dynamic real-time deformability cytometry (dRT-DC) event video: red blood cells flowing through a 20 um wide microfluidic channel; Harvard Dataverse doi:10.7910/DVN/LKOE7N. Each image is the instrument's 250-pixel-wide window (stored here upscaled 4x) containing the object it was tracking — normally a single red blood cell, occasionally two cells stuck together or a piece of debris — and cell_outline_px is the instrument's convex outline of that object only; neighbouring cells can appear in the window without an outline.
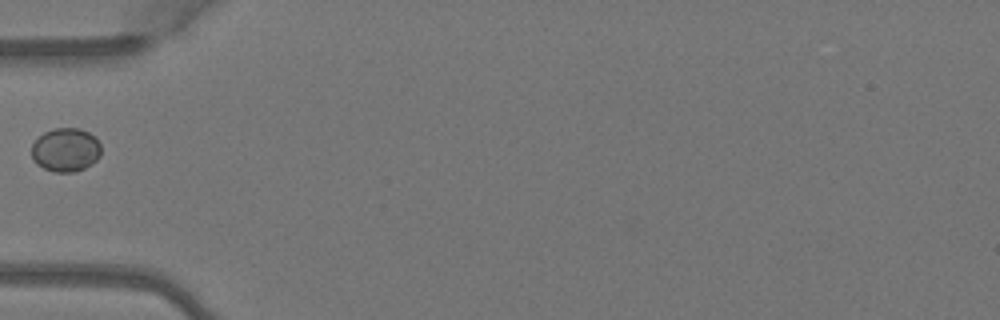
{"species": "Egyptian fruit bat (a non-hibernating species)", "species_latin": "Rousettus aegyptiacus", "temperature_condition": "warm", "stored_images_in_passage": 4, "camera_frame_rate_fps": 3000, "um_per_image_px": 0.085, "animal": {"sex": "female"}, "frame": {"image": 1, "passage_image": 4, "time_ms": 1.0, "image_size_px": [1000, 320], "cell_outline_px": [[100, 156], [92, 164], [84, 168], [72, 172], [56, 172], [44, 168], [36, 164], [32, 156], [32, 144], [44, 132], [56, 128], [80, 128], [96, 136], [100, 144]], "centroid_in_image_um": [5.6, 12.73], "position_along_channel_um": 79.4, "area_um2": 17.69}}